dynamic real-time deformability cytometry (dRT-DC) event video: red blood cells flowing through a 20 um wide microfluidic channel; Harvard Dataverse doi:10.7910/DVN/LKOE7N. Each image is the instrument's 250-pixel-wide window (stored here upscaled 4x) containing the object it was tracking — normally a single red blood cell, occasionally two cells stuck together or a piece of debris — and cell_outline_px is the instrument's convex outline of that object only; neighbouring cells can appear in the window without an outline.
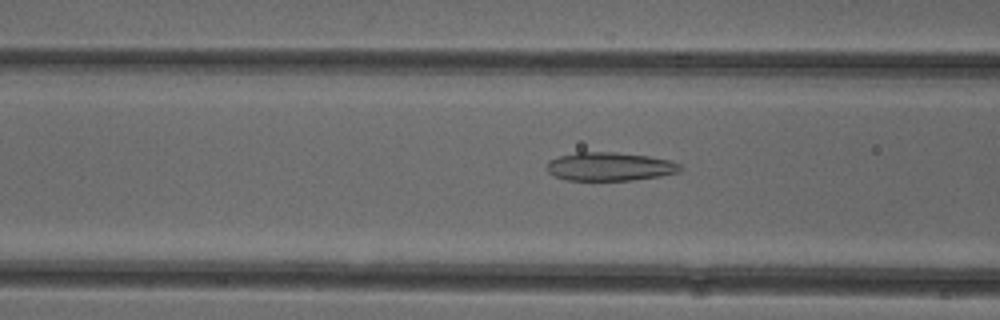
{"species": "common noctule bat (a hibernating species)", "species_latin": "Nyctalus noctula", "temperature_condition": "cold", "stored_images_in_passage": 41, "camera_frame_rate_fps": 3000, "um_per_image_px": 0.085, "animal": {"sex": "female"}, "frame": {"image": 1, "passage_image": 9, "time_ms": 2.667, "image_size_px": [1000, 320], "cell_outline_px": [[684, 168], [680, 172], [660, 176], [632, 180], [564, 180], [552, 176], [544, 168], [548, 160], [560, 156], [576, 152], [616, 152], [648, 156], [672, 160], [680, 164]], "centroid_in_image_um": [51.81, 14.16], "position_along_channel_um": 114.8, "area_um2": 22.54}}
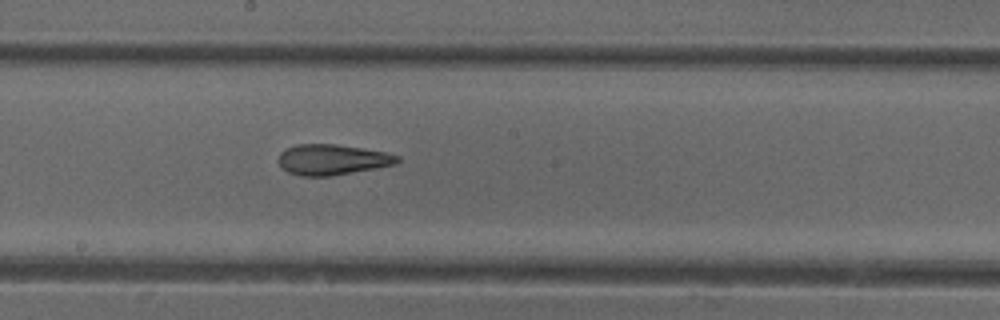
{"frame": {"image": 2, "passage_image": 17, "time_ms": 5.333, "image_size_px": [1000, 320], "cell_outline_px": [[400, 160], [396, 164], [376, 168], [332, 176], [300, 176], [288, 172], [280, 168], [280, 152], [296, 144], [336, 144], [384, 152], [400, 156]], "centroid_in_image_um": [28.24, 13.58], "position_along_channel_um": 220.0, "area_um2": 21.1}}
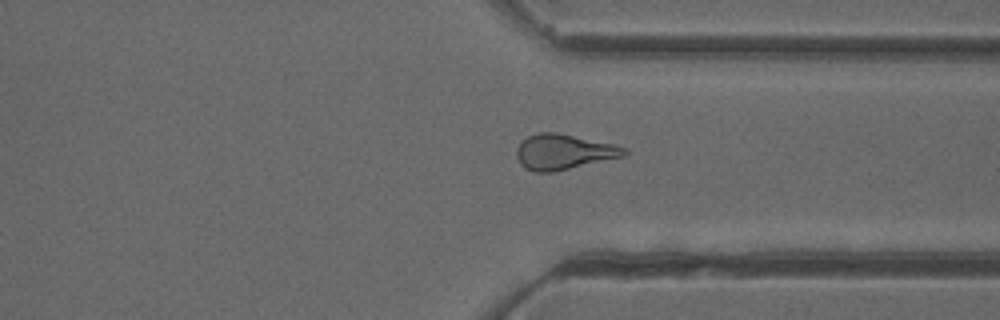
{"frame": {"image": 3, "passage_image": 28, "time_ms": 9.0, "image_size_px": [1000, 320], "cell_outline_px": [[628, 156], [552, 172], [536, 172], [524, 168], [520, 164], [516, 156], [516, 148], [520, 140], [528, 136], [540, 132], [556, 132], [616, 144], [628, 148]], "centroid_in_image_um": [47.94, 12.9], "position_along_channel_um": 363.5, "area_um2": 22.6}, "authors_computed_cell_mechanics": {"area_um2": 21.9062, "velocity_mm_per_s": 3.9285, "shape_relaxation_time_tau1_ms": null, "shape_relaxation_time_tau2_ms": 2.4451, "deformation_change_tau1": null, "deformation_change_tau2": 0.1181}}